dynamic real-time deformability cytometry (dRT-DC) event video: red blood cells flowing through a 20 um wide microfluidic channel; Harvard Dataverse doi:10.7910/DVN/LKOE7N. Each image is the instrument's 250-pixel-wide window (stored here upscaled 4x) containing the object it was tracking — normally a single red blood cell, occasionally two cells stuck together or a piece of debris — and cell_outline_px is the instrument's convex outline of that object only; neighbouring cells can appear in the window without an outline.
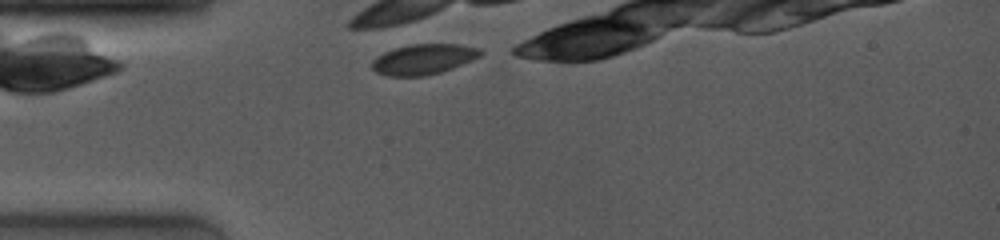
{"species": "common noctule bat (a hibernating species)", "species_latin": "Nyctalus noctula", "temperature_condition": "room temperature", "stored_images_in_passage": 1, "camera_frame_rate_fps": 4000, "um_per_image_px": 0.085, "animal": {"sex": "female", "body_mass_g": 19.0, "forearm_length_mm": 53.3}, "frame": {"image": 1, "passage_image": 1, "time_ms": 0.0, "image_size_px": [1000, 240], "cell_outline_px": [[484, 52], [480, 56], [472, 60], [452, 68], [440, 72], [424, 76], [388, 76], [376, 72], [372, 68], [372, 60], [384, 52], [396, 48], [412, 44], [456, 44], [480, 48]], "centroid_in_image_um": [36.0, 5.03], "position_along_channel_um": 49.0, "area_um2": 19.07}}